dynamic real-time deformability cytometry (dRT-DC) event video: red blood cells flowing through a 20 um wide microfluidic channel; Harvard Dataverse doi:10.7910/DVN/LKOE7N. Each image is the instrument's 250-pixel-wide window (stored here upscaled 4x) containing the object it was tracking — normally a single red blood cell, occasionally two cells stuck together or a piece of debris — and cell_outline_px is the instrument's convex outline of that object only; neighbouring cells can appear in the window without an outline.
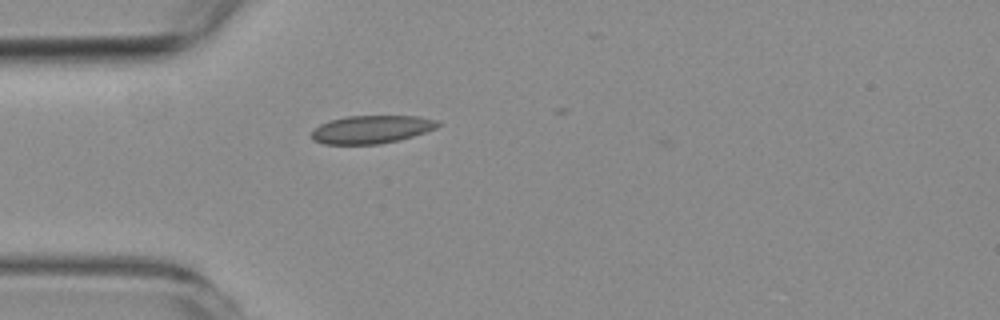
{"species": "common noctule bat (a hibernating species)", "species_latin": "Nyctalus noctula", "temperature_condition": "room temperature", "stored_images_in_passage": 9, "camera_frame_rate_fps": 3000, "um_per_image_px": 0.085, "animal": {"sex": "female", "body_mass_g": 19.3, "forearm_length_mm": 54.1}, "frame": {"image": 1, "passage_image": 2, "time_ms": 0.333, "image_size_px": [1000, 320], "cell_outline_px": [[440, 124], [436, 128], [400, 140], [380, 144], [324, 144], [312, 140], [312, 132], [320, 124], [328, 120], [344, 116], [420, 116], [440, 120]], "centroid_in_image_um": [31.58, 10.99], "position_along_channel_um": 53.4, "area_um2": 20.75}}
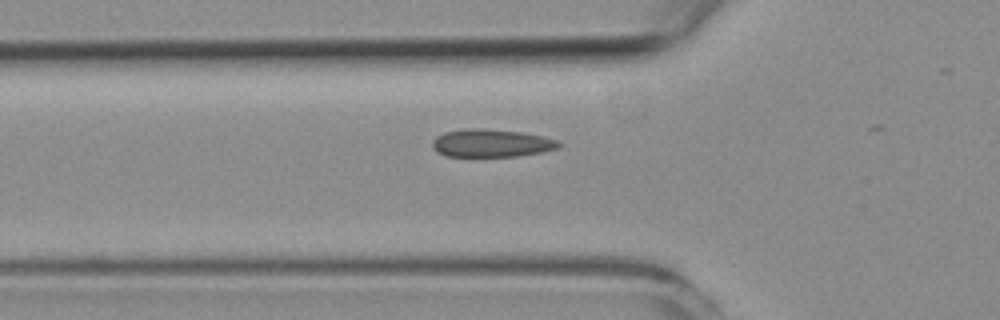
{"frame": {"image": 2, "passage_image": 5, "time_ms": 1.333, "image_size_px": [1000, 320], "cell_outline_px": [[564, 144], [560, 148], [540, 152], [516, 156], [444, 156], [436, 152], [432, 148], [432, 140], [436, 136], [444, 132], [464, 128], [484, 128], [520, 132], [540, 136], [556, 140]], "centroid_in_image_um": [41.72, 12.16], "position_along_channel_um": 84.1, "area_um2": 20.63}}
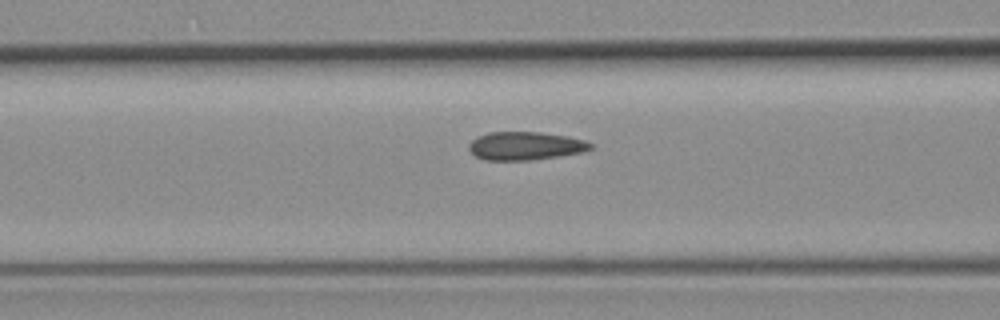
{"frame": {"image": 3, "passage_image": 8, "time_ms": 2.333, "image_size_px": [1000, 320], "cell_outline_px": [[596, 144], [592, 148], [584, 152], [560, 156], [532, 160], [484, 160], [476, 156], [468, 148], [468, 144], [476, 136], [488, 132], [540, 132], [568, 136], [584, 140]], "centroid_in_image_um": [44.68, 12.4], "position_along_channel_um": 121.9, "area_um2": 20.29}}